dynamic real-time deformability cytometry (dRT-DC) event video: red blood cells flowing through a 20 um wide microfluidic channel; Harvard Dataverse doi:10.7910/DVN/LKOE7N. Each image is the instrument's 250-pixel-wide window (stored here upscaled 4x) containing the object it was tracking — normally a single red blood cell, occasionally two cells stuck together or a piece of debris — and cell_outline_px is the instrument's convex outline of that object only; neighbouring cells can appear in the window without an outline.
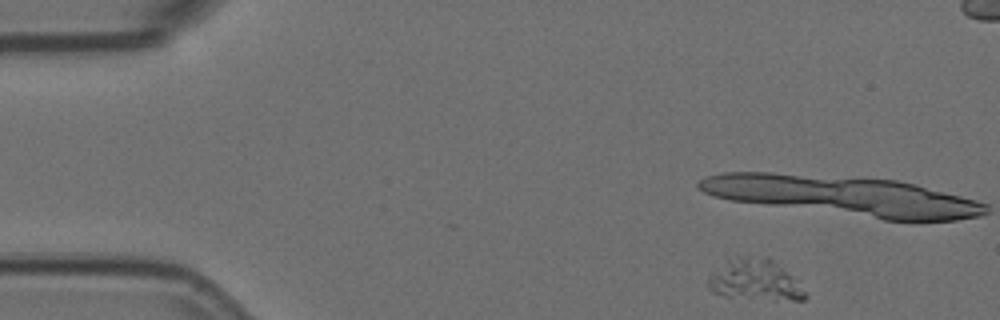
{"species": "Egyptian fruit bat (a non-hibernating species)", "species_latin": "Rousettus aegyptiacus", "temperature_condition": "room temperature", "stored_images_in_passage": 4, "camera_frame_rate_fps": 3000, "um_per_image_px": 0.085, "animal": {"sex": "female"}, "frame": {"image": 1, "passage_image": 1, "time_ms": 0.0, "image_size_px": [1000, 320], "cell_outline_px": [[808, 296], [804, 300], [776, 300], [724, 296], [712, 292], [708, 288], [708, 280], [712, 272], [728, 260], [736, 256], [768, 256]], "centroid_in_image_um": [64.09, 23.81], "position_along_channel_um": 20.9, "area_um2": 22.54}}